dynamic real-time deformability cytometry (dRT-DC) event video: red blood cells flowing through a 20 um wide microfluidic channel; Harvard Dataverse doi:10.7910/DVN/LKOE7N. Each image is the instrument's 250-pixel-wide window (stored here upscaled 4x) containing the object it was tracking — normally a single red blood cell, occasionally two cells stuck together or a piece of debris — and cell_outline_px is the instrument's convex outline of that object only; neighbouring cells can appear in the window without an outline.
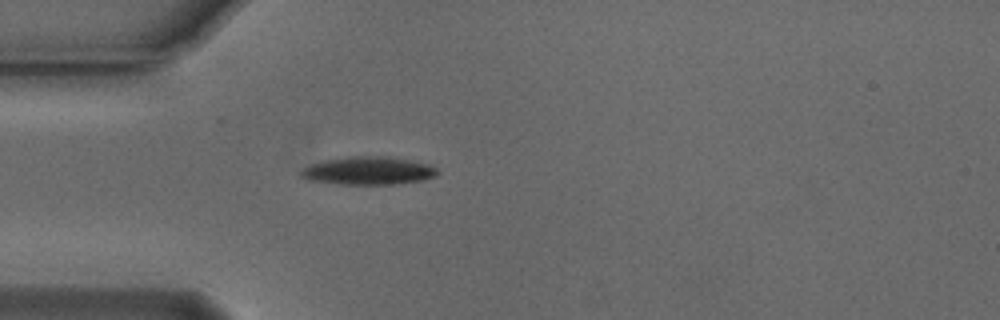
{"species": "Egyptian fruit bat (a non-hibernating species)", "species_latin": "Rousettus aegyptiacus", "temperature_condition": "cold", "stored_images_in_passage": 40, "camera_frame_rate_fps": 3000, "um_per_image_px": 0.085, "animal": {"sex": "male"}, "frame": {"image": 1, "passage_image": 1, "time_ms": 0.0, "image_size_px": [1000, 320], "cell_outline_px": [[440, 172], [436, 176], [420, 180], [392, 184], [340, 184], [308, 180], [300, 176], [300, 172], [304, 168], [312, 164], [324, 160], [348, 156], [388, 156], [428, 164], [436, 168]], "centroid_in_image_um": [31.29, 14.5], "position_along_channel_um": 53.7, "area_um2": 22.14}}
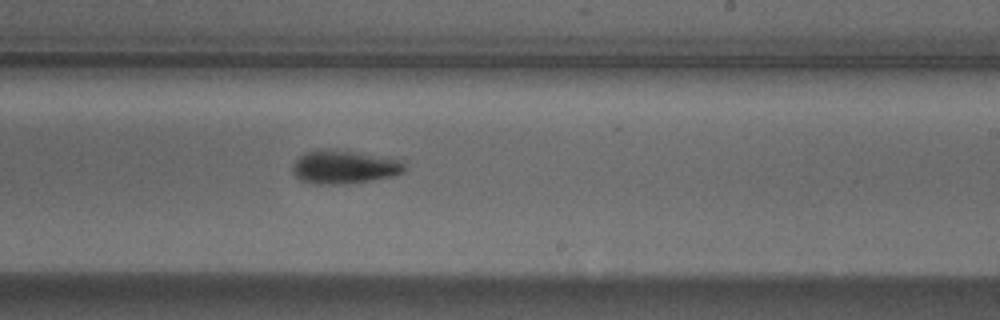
{"frame": {"image": 2, "passage_image": 18, "time_ms": 5.667, "image_size_px": [1000, 320], "cell_outline_px": [[408, 168], [404, 172], [392, 176], [344, 184], [316, 184], [300, 180], [292, 172], [292, 164], [304, 152], [316, 148], [332, 148], [360, 152], [404, 160]], "centroid_in_image_um": [29.26, 14.16], "position_along_channel_um": 259.7, "area_um2": 22.37}}
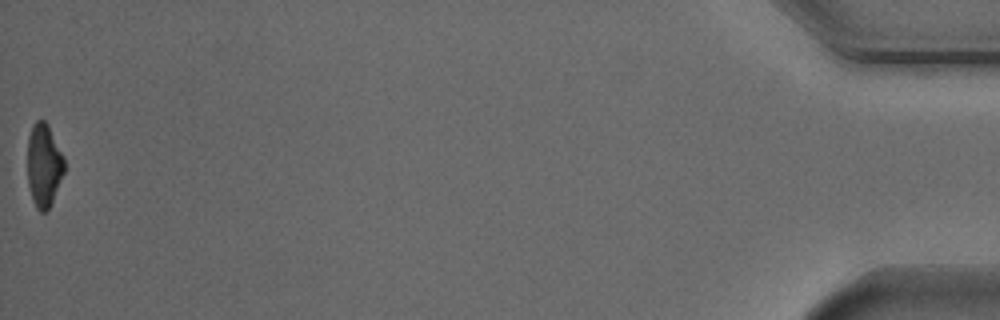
{"frame": {"image": 3, "passage_image": 40, "time_ms": 13.0, "image_size_px": [1000, 320], "cell_outline_px": [[64, 172], [52, 204], [44, 212], [40, 212], [36, 208], [32, 200], [28, 184], [28, 136], [32, 124], [36, 120], [44, 120], [48, 124], [64, 156]], "centroid_in_image_um": [3.73, 14.04], "position_along_channel_um": 431.5, "area_um2": 18.03}, "authors_computed_cell_mechanics": {"area_um2": 21.0392, "velocity_mm_per_s": 3.7638, "shape_relaxation_time_tau1_ms": 2.3711, "shape_relaxation_time_tau2_ms": null, "deformation_change_tau1": 0.1579, "deformation_change_tau2": null}}